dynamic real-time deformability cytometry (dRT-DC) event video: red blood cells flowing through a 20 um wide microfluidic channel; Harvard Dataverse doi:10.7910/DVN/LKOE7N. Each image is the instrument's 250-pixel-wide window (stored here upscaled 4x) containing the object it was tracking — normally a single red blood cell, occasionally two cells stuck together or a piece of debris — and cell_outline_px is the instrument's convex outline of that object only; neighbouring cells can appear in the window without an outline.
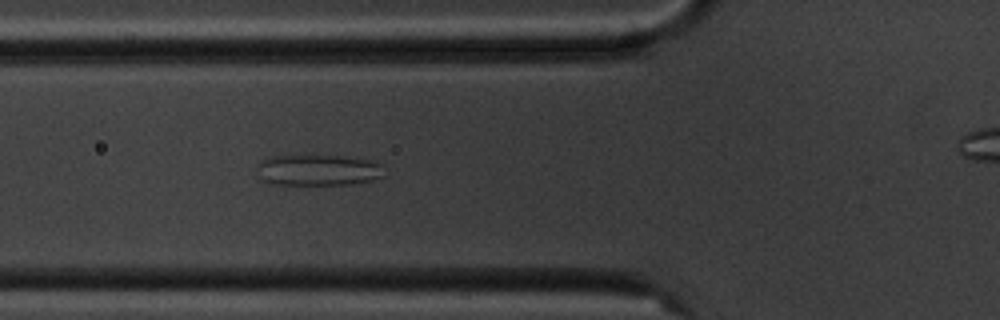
{"species": "common noctule bat (a hibernating species)", "species_latin": "Nyctalus noctula", "temperature_condition": "cold", "stored_images_in_passage": 6, "camera_frame_rate_fps": 3000, "um_per_image_px": 0.085, "animal": {"sex": "male", "body_mass_g": 20.1, "forearm_length_mm": 53.5}, "frame": {"image": 1, "passage_image": 5, "time_ms": 4.667, "image_size_px": [1000, 320], "cell_outline_px": [[384, 176], [372, 180], [352, 184], [268, 184], [260, 180], [260, 160], [272, 156], [344, 156], [368, 160], [384, 164]], "centroid_in_image_um": [27.09, 14.46], "position_along_channel_um": 98.7, "area_um2": 22.95}}